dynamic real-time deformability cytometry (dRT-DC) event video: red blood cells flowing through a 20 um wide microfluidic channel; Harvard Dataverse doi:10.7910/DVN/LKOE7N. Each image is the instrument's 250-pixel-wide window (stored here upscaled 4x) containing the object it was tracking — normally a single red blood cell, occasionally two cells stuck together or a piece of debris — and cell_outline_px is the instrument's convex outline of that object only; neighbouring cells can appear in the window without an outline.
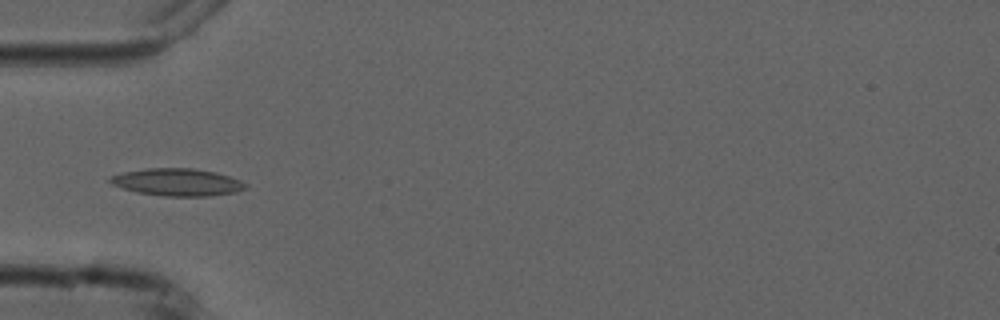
{"species": "common noctule bat (a hibernating species)", "species_latin": "Nyctalus noctula", "temperature_condition": "cold", "stored_images_in_passage": 5, "camera_frame_rate_fps": 3000, "um_per_image_px": 0.085, "animal": {"sex": "male", "forearm_length_mm": 52.5}, "frame": {"image": 1, "passage_image": 5, "time_ms": 5.333, "image_size_px": [1000, 320], "cell_outline_px": [[248, 184], [244, 188], [236, 192], [208, 196], [164, 196], [136, 192], [112, 184], [108, 180], [112, 176], [124, 172], [148, 168], [192, 168], [216, 172], [240, 180]], "centroid_in_image_um": [15.08, 15.48], "position_along_channel_um": 69.9, "area_um2": 21.39}}